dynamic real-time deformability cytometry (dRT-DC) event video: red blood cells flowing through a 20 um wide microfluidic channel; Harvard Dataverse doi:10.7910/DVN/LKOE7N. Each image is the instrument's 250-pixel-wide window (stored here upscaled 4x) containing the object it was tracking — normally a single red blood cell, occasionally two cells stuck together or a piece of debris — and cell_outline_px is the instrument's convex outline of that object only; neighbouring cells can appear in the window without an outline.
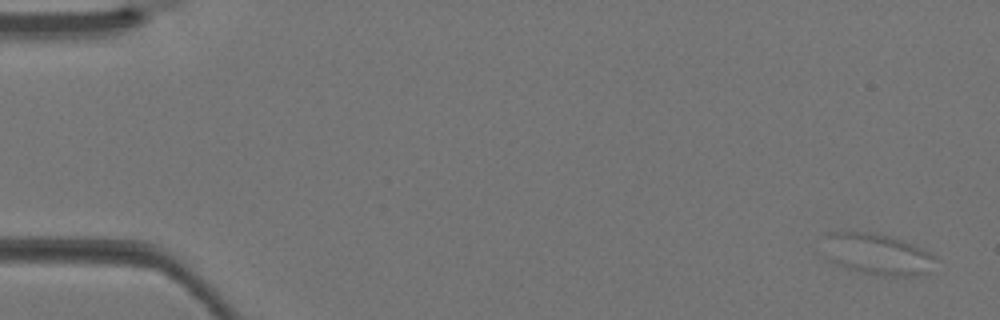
{"species": "Egyptian fruit bat (a non-hibernating species)", "species_latin": "Rousettus aegyptiacus", "temperature_condition": "warm", "stored_images_in_passage": 4, "camera_frame_rate_fps": 3000, "um_per_image_px": 0.085, "animal": {"sex": "female"}, "frame": {"image": 1, "passage_image": 1, "time_ms": 0.0, "image_size_px": [1000, 320], "cell_outline_px": [[940, 260], [932, 272], [916, 276], [884, 276], [864, 272], [848, 268], [836, 264], [828, 260], [824, 256], [824, 236], [828, 232], [868, 232], [900, 240], [912, 244], [932, 252]], "centroid_in_image_um": [74.63, 21.63], "position_along_channel_um": 10.4, "area_um2": 27.34}}